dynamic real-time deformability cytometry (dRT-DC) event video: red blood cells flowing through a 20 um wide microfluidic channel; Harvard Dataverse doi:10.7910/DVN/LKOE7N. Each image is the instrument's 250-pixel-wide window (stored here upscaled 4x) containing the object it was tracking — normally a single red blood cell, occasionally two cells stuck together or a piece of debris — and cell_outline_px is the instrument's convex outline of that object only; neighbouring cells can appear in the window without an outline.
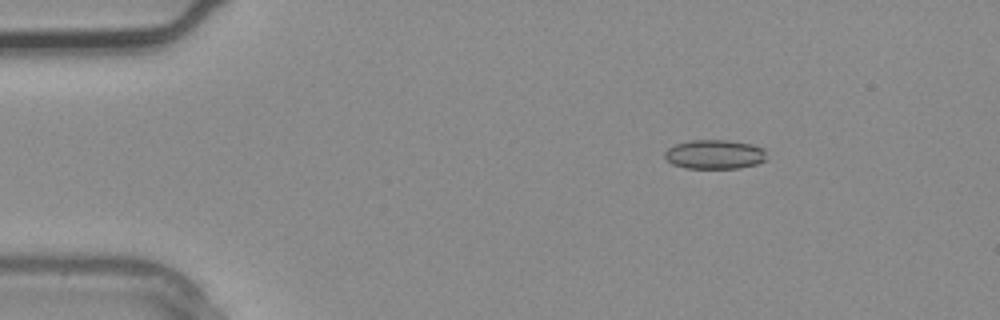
{"species": "common noctule bat (a hibernating species)", "species_latin": "Nyctalus noctula", "temperature_condition": "warm", "stored_images_in_passage": 2, "camera_frame_rate_fps": 3000, "um_per_image_px": 0.085, "animal": {"sex": "male", "body_mass_g": 20.4}, "frame": {"image": 1, "passage_image": 1, "time_ms": 0.0, "image_size_px": [1000, 320], "cell_outline_px": [[764, 160], [756, 164], [740, 168], [684, 168], [672, 164], [664, 156], [664, 152], [668, 148], [676, 144], [692, 140], [728, 140], [752, 144], [764, 148]], "centroid_in_image_um": [60.72, 13.12], "position_along_channel_um": 24.3, "area_um2": 17.28}}